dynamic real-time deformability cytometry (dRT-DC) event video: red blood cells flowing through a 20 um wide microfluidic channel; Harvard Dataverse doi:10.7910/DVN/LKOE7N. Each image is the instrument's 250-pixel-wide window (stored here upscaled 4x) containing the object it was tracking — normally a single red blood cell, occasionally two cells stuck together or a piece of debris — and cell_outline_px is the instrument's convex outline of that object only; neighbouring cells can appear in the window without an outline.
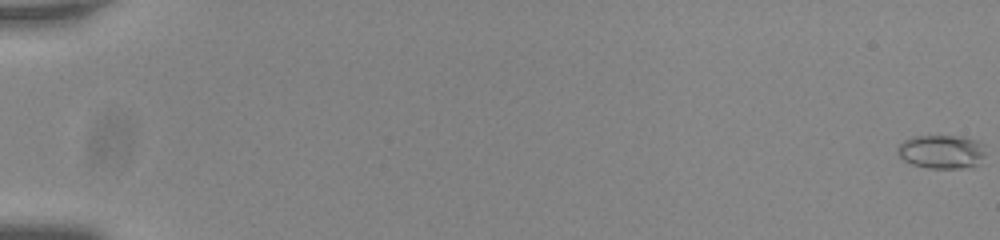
{"species": "common noctule bat (a hibernating species)", "species_latin": "Nyctalus noctula", "temperature_condition": "room temperature", "stored_images_in_passage": 58, "camera_frame_rate_fps": 3000, "um_per_image_px": 0.085, "animal": {"sex": "male", "body_mass_g": 20.0, "forearm_length_mm": 53.3}, "frame": {"image": 1, "passage_image": 1, "time_ms": 0.0, "image_size_px": [1000, 240], "cell_outline_px": [[984, 156], [972, 168], [928, 168], [912, 164], [904, 160], [896, 152], [896, 148], [904, 140], [912, 136], [960, 136], [980, 140], [984, 144]], "centroid_in_image_um": [80.04, 12.88], "position_along_channel_um": 5.0, "area_um2": 17.51}}
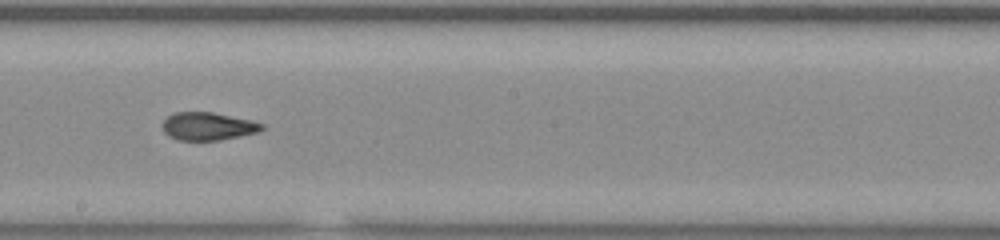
{"frame": {"image": 2, "passage_image": 35, "time_ms": 11.333, "image_size_px": [1000, 240], "cell_outline_px": [[264, 128], [260, 132], [220, 140], [176, 140], [168, 136], [164, 132], [160, 124], [172, 112], [212, 112], [252, 120], [264, 124]], "centroid_in_image_um": [17.66, 10.73], "position_along_channel_um": 230.5, "area_um2": 16.42}}
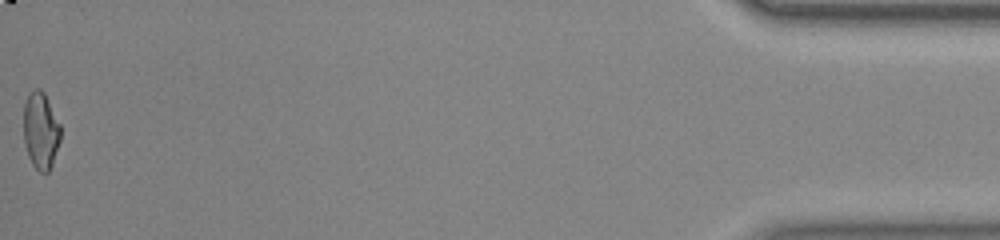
{"frame": {"image": 3, "passage_image": 58, "time_ms": 19.0, "image_size_px": [1000, 240], "cell_outline_px": [[60, 140], [52, 164], [48, 172], [40, 172], [32, 164], [28, 156], [24, 144], [24, 104], [28, 92], [36, 88], [40, 88], [44, 92], [60, 124]], "centroid_in_image_um": [3.45, 11.08], "position_along_channel_um": 431.8, "area_um2": 16.59}, "authors_computed_cell_mechanics": {"area_um2": 16.8198, "velocity_mm_per_s": 3.7697, "shape_relaxation_time_tau1_ms": null, "shape_relaxation_time_tau2_ms": 1.9941, "deformation_change_tau1": null, "deformation_change_tau2": 0.0972}}